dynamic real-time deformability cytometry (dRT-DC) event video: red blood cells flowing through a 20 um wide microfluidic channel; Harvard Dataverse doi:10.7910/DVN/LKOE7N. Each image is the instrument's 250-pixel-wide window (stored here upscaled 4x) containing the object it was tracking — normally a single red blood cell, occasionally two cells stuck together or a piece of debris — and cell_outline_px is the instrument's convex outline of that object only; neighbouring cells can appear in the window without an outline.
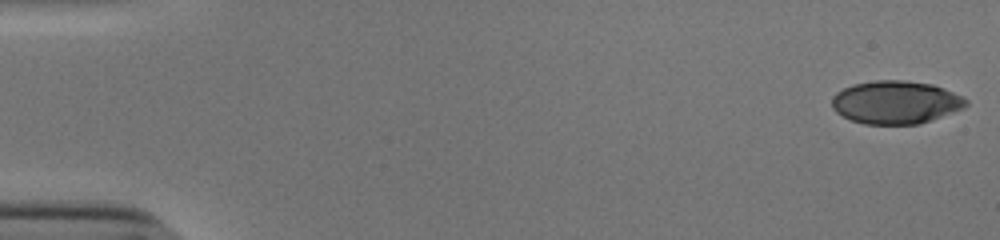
{"species": "human", "species_latin": "Homo sapiens", "temperature_condition": "cold", "stored_images_in_passage": 13, "camera_frame_rate_fps": 3000, "um_per_image_px": 0.085, "donor": {"sex": "male"}, "frame": {"image": 1, "passage_image": 1, "time_ms": 0.0, "image_size_px": [1000, 240], "cell_outline_px": [[968, 104], [964, 108], [920, 124], [864, 124], [852, 120], [836, 112], [832, 108], [832, 96], [836, 92], [852, 84], [872, 80], [904, 80], [932, 84], [944, 88], [964, 96], [968, 100]], "centroid_in_image_um": [76.15, 8.68], "position_along_channel_um": 8.9, "area_um2": 33.87}}